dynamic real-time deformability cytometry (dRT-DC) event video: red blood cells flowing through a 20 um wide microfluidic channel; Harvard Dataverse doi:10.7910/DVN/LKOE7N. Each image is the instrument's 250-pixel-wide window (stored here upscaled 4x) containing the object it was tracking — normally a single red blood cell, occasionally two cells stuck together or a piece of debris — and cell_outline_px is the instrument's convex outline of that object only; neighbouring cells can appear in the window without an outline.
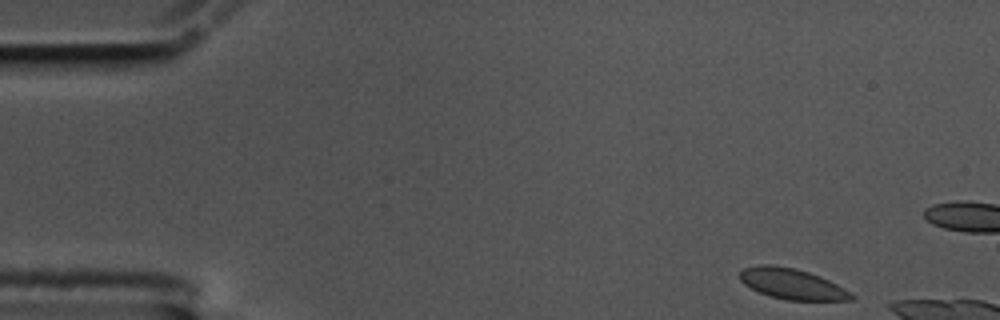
{"species": "common noctule bat (a hibernating species)", "species_latin": "Nyctalus noctula", "temperature_condition": "cold", "stored_images_in_passage": 9, "camera_frame_rate_fps": 3000, "um_per_image_px": 0.085, "animal": {"sex": "male", "body_mass_g": 17.5, "forearm_length_mm": 52.3}, "frame": {"image": 1, "passage_image": 1, "time_ms": 0.0, "image_size_px": [1000, 320], "cell_outline_px": [[856, 296], [852, 300], [784, 300], [768, 296], [744, 284], [740, 280], [740, 272], [744, 268], [760, 264], [772, 264], [796, 268], [820, 276], [844, 288]], "centroid_in_image_um": [67.32, 24.13], "position_along_channel_um": 17.7, "area_um2": 19.94}}